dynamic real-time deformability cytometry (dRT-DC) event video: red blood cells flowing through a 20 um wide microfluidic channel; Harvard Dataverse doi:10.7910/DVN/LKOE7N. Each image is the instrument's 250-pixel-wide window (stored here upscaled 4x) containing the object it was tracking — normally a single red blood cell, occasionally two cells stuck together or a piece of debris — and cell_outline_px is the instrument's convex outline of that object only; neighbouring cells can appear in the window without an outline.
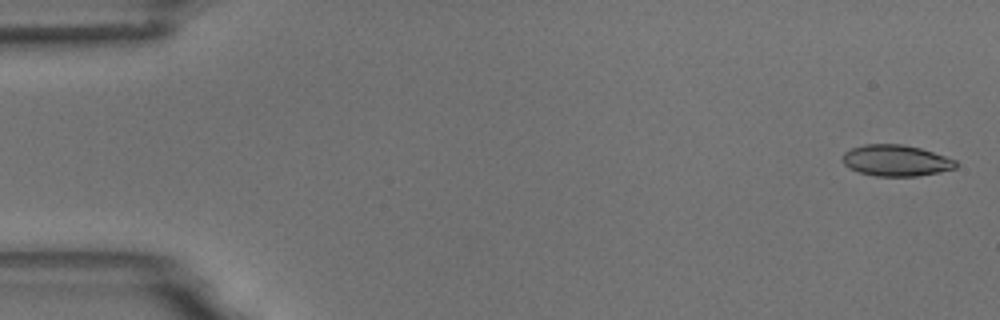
{"species": "common noctule bat (a hibernating species)", "species_latin": "Nyctalus noctula", "temperature_condition": "room temperature", "stored_images_in_passage": 6, "camera_frame_rate_fps": 3000, "um_per_image_px": 0.085, "animal": {"sex": "male", "body_mass_g": 18.8}, "frame": {"image": 1, "passage_image": 1, "time_ms": 0.0, "image_size_px": [1000, 320], "cell_outline_px": [[960, 164], [956, 168], [940, 172], [916, 176], [876, 176], [860, 172], [844, 164], [844, 152], [852, 148], [864, 144], [904, 144], [920, 148], [956, 160]], "centroid_in_image_um": [76.21, 13.64], "position_along_channel_um": 8.8, "area_um2": 20.46}}